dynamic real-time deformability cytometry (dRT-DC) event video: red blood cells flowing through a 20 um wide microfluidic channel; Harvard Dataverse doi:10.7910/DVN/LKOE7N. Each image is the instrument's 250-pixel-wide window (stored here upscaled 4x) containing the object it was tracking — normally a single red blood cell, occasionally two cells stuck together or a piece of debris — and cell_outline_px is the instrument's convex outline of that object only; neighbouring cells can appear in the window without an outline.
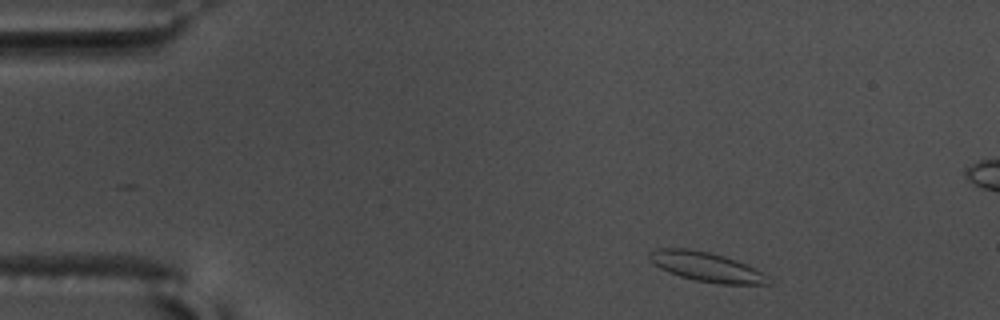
{"species": "common noctule bat (a hibernating species)", "species_latin": "Nyctalus noctula", "temperature_condition": "warm", "stored_images_in_passage": 54, "segment_of_instrument_passage": [1, 2], "camera_frame_rate_fps": 3000, "um_per_image_px": 0.085, "animal": {"sex": "male", "body_mass_g": 17.5, "forearm_length_mm": 52.3}, "frame": {"image": 1, "passage_image": 4, "time_ms": 1.0, "image_size_px": [1000, 320], "cell_outline_px": [[772, 284], [716, 284], [696, 280], [680, 276], [668, 272], [652, 264], [648, 256], [648, 252], [656, 248], [688, 248], [708, 252], [724, 256], [736, 260], [756, 268], [768, 276]], "centroid_in_image_um": [60.03, 22.68], "position_along_channel_um": 25.0, "area_um2": 20.58}}
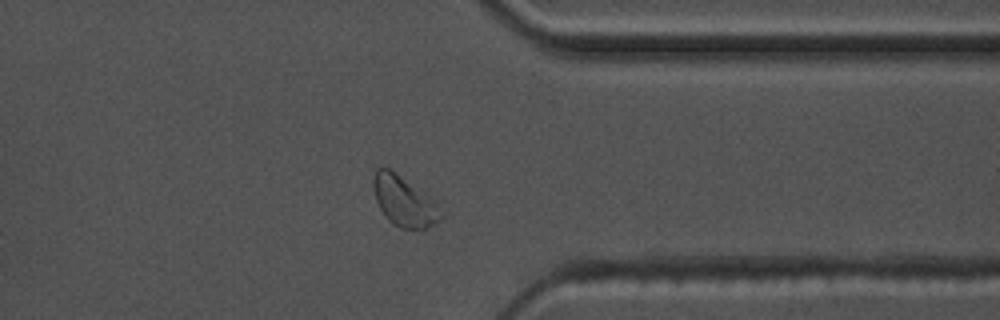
{"frame": {"image": 2, "passage_image": 41, "time_ms": 13.333, "image_size_px": [1000, 320], "cell_outline_px": [[448, 212], [436, 224], [424, 228], [400, 228], [392, 224], [388, 220], [380, 208], [376, 200], [372, 184], [372, 180], [376, 168], [388, 168], [432, 200]], "centroid_in_image_um": [34.37, 17.15], "position_along_channel_um": 377.0, "area_um2": 19.42}}